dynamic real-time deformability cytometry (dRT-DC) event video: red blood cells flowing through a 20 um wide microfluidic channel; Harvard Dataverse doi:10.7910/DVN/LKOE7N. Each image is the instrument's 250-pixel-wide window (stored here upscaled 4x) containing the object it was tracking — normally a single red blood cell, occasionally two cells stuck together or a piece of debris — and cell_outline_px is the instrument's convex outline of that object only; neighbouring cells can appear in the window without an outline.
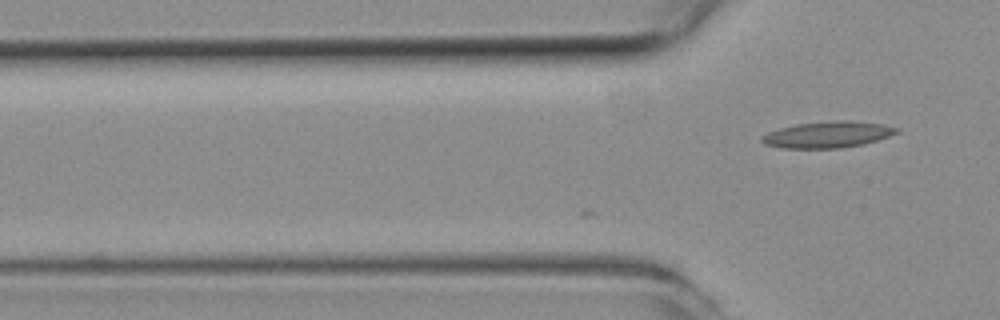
{"species": "common noctule bat (a hibernating species)", "species_latin": "Nyctalus noctula", "temperature_condition": "room temperature", "stored_images_in_passage": 3, "camera_frame_rate_fps": 3000, "um_per_image_px": 0.085, "animal": {"sex": "female", "body_mass_g": 19.3, "forearm_length_mm": 54.1}, "frame": {"image": 1, "passage_image": 3, "time_ms": 0.667, "image_size_px": [1000, 320], "cell_outline_px": [[900, 132], [864, 144], [840, 148], [780, 148], [764, 144], [760, 140], [760, 136], [768, 132], [780, 128], [796, 124], [844, 120], [852, 120], [880, 124], [900, 128]], "centroid_in_image_um": [70.33, 11.44], "position_along_channel_um": 55.5, "area_um2": 20.63}}